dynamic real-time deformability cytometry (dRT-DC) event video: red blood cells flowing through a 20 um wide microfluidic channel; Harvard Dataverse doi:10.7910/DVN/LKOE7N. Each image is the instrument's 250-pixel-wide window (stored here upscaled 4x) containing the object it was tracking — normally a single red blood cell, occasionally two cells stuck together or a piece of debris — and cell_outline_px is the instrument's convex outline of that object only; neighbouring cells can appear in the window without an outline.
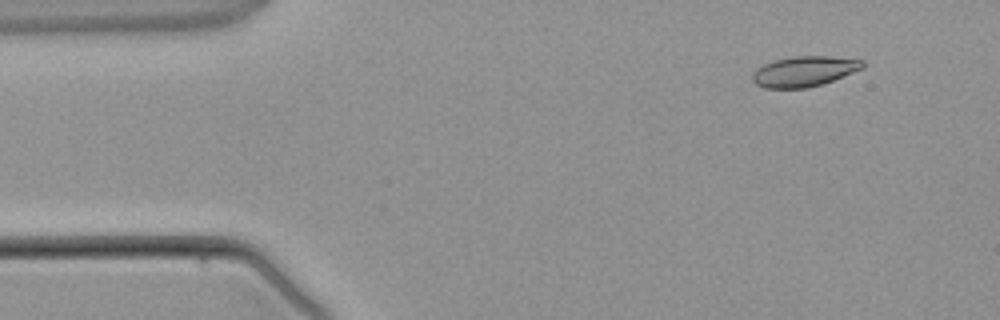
{"species": "common noctule bat (a hibernating species)", "species_latin": "Nyctalus noctula", "temperature_condition": "warm", "stored_images_in_passage": 3, "camera_frame_rate_fps": 3000, "um_per_image_px": 0.085, "animal": {"sex": "male", "body_mass_g": 21.5, "forearm_length_mm": 52.0}, "frame": {"image": 1, "passage_image": 1, "time_ms": 0.0, "image_size_px": [1000, 320], "cell_outline_px": [[864, 68], [832, 80], [808, 88], [764, 88], [756, 84], [752, 80], [752, 72], [756, 68], [772, 60], [792, 56], [828, 56], [864, 60]], "centroid_in_image_um": [68.32, 6.06], "position_along_channel_um": 16.7, "area_um2": 19.54}}
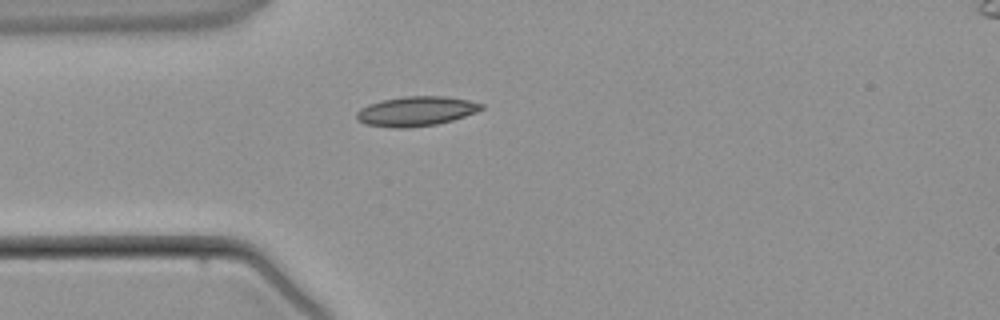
{"frame": {"image": 2, "passage_image": 3, "time_ms": 2.333, "image_size_px": [1000, 320], "cell_outline_px": [[484, 108], [476, 112], [452, 120], [436, 124], [404, 128], [392, 128], [364, 124], [356, 120], [356, 112], [360, 108], [368, 104], [380, 100], [404, 96], [444, 96], [468, 100], [484, 104]], "centroid_in_image_um": [35.32, 9.45], "position_along_channel_um": 49.7, "area_um2": 21.68}}